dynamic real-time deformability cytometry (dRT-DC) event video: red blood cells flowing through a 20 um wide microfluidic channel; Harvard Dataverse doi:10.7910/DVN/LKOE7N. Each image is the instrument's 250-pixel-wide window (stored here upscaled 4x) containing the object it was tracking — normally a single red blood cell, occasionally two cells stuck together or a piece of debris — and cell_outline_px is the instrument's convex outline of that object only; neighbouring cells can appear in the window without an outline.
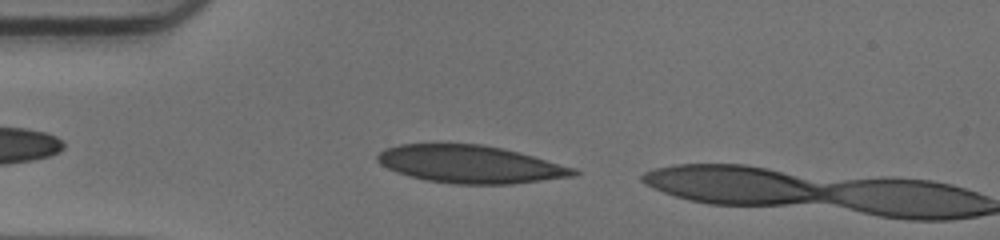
{"species": "human", "species_latin": "Homo sapiens", "temperature_condition": "warm", "stored_images_in_passage": 4, "camera_frame_rate_fps": 3000, "um_per_image_px": 0.085, "donor": {"sex": "male"}, "frame": {"image": 1, "passage_image": 2, "time_ms": 0.333, "image_size_px": [1000, 240], "cell_outline_px": [[580, 172], [576, 176], [512, 184], [456, 184], [428, 180], [396, 172], [380, 164], [376, 160], [376, 156], [384, 148], [400, 144], [480, 144], [520, 152], [576, 168]], "centroid_in_image_um": [39.99, 13.96], "position_along_channel_um": 45.0, "area_um2": 43.0}}